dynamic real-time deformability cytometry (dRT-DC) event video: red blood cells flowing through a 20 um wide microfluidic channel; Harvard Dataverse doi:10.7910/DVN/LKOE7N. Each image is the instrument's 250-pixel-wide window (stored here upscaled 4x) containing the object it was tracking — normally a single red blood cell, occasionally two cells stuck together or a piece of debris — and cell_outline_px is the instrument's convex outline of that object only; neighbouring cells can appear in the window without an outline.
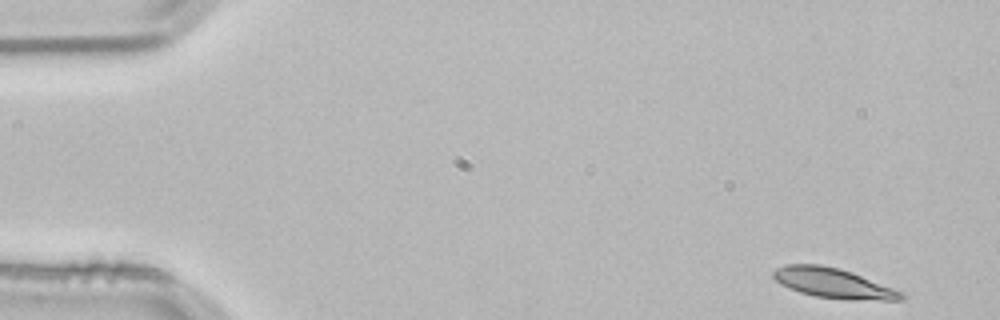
{"species": "common noctule bat (a hibernating species)", "species_latin": "Nyctalus noctula", "temperature_condition": "room temperature", "stored_images_in_passage": 51, "camera_frame_rate_fps": 3000, "um_per_image_px": 0.085, "animal": {"sex": "male", "body_mass_g": 21.5, "forearm_length_mm": 52.0}, "frame": {"image": 1, "passage_image": 1, "time_ms": 0.0, "image_size_px": [1000, 320], "cell_outline_px": [[908, 296], [904, 300], [848, 300], [816, 296], [800, 292], [788, 288], [780, 284], [772, 276], [772, 272], [776, 268], [788, 264], [820, 264], [840, 268], [852, 272], [904, 292]], "centroid_in_image_um": [70.87, 24.07], "position_along_channel_um": 14.1, "area_um2": 22.54}}
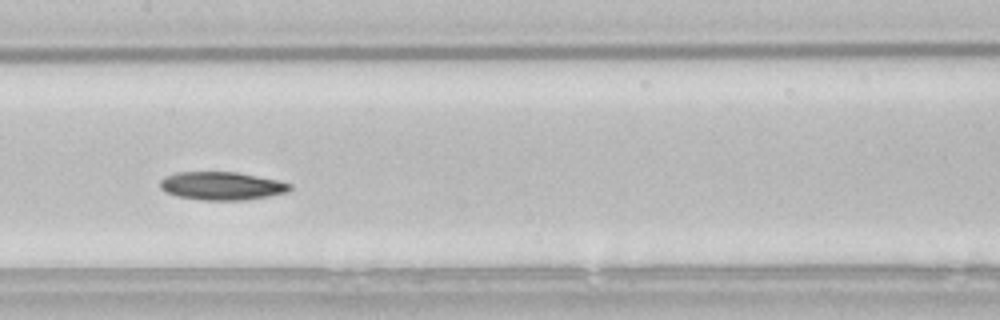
{"frame": {"image": 2, "passage_image": 24, "time_ms": 7.667, "image_size_px": [1000, 320], "cell_outline_px": [[292, 188], [288, 192], [268, 196], [244, 200], [204, 200], [176, 196], [164, 192], [160, 188], [160, 180], [164, 176], [176, 172], [236, 172], [276, 180], [292, 184]], "centroid_in_image_um": [18.81, 15.8], "position_along_channel_um": 188.6, "area_um2": 21.33}}
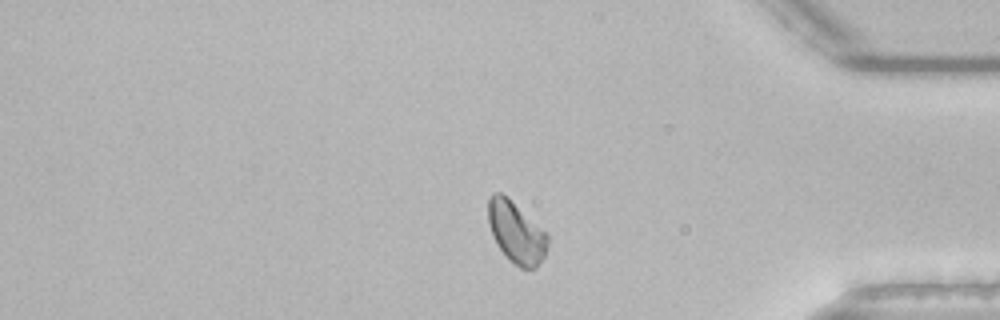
{"frame": {"image": 3, "passage_image": 42, "time_ms": 13.667, "image_size_px": [1000, 320], "cell_outline_px": [[548, 244], [544, 256], [536, 268], [520, 268], [508, 260], [496, 244], [492, 236], [488, 224], [488, 200], [492, 192], [500, 192], [508, 196], [548, 236]], "centroid_in_image_um": [43.83, 19.75], "position_along_channel_um": 391.4, "area_um2": 21.27}, "authors_computed_cell_mechanics": {"area_um2": 21.6172, "velocity_mm_per_s": 3.7961, "shape_relaxation_time_tau1_ms": 5.8002, "shape_relaxation_time_tau2_ms": null, "deformation_change_tau1": 0.1314, "deformation_change_tau2": null}}